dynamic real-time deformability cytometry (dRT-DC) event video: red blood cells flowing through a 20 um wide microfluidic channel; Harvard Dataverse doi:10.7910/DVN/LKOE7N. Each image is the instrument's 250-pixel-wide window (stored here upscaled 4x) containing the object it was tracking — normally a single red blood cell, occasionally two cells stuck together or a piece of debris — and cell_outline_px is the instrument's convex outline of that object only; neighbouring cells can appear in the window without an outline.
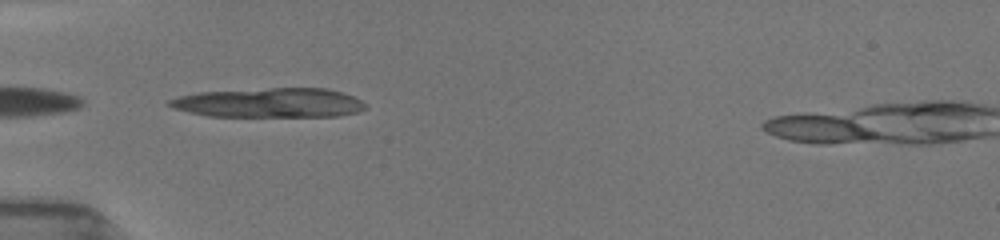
{"species": "common noctule bat (a hibernating species)", "species_latin": "Nyctalus noctula", "temperature_condition": "room temperature", "stored_images_in_passage": 5, "camera_frame_rate_fps": 3000, "um_per_image_px": 0.085, "animal": {"sex": "female", "body_mass_g": 19.5, "forearm_length_mm": 54.1}, "frame": {"image": 1, "passage_image": 3, "time_ms": 1.0, "image_size_px": [1000, 240], "cell_outline_px": [[368, 108], [356, 112], [336, 116], [208, 116], [188, 112], [172, 108], [164, 104], [168, 100], [180, 96], [200, 92], [268, 88], [328, 88], [352, 96], [368, 104]], "centroid_in_image_um": [22.88, 8.73], "position_along_channel_um": 62.1, "area_um2": 33.7}}